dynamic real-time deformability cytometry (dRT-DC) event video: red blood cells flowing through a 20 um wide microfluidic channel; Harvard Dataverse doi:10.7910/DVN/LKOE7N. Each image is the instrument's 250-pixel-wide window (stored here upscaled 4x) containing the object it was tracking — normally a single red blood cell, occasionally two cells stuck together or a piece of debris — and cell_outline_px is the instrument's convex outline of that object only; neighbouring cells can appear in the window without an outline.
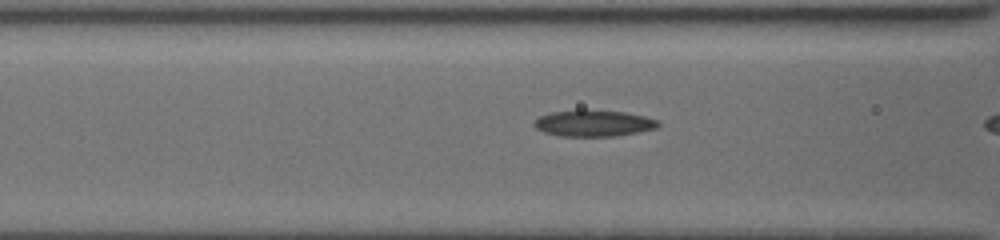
{"species": "common noctule bat (a hibernating species)", "species_latin": "Nyctalus noctula", "temperature_condition": "cold", "stored_images_in_passage": 11, "camera_frame_rate_fps": 3000, "um_per_image_px": 0.085, "animal": {"sex": "female", "body_mass_g": 19.5, "forearm_length_mm": 54.1}, "frame": {"image": 1, "passage_image": 7, "time_ms": 2.0, "image_size_px": [1000, 240], "cell_outline_px": [[660, 124], [656, 128], [636, 132], [612, 136], [560, 136], [544, 132], [536, 128], [532, 124], [540, 116], [552, 112], [584, 108], [624, 112], [644, 116], [660, 120]], "centroid_in_image_um": [50.44, 10.45], "position_along_channel_um": 116.2, "area_um2": 19.25}}
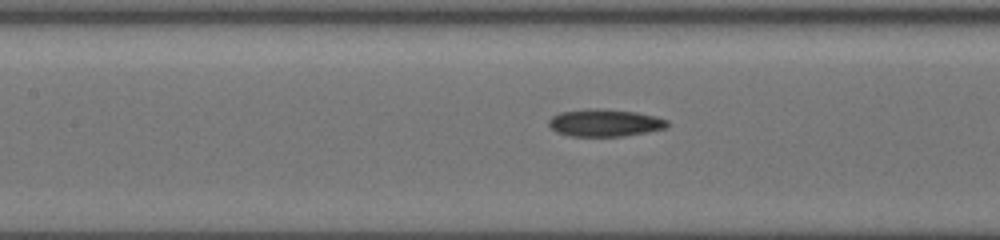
{"frame": {"image": 2, "passage_image": 10, "time_ms": 3.0, "image_size_px": [1000, 240], "cell_outline_px": [[668, 124], [664, 128], [648, 132], [624, 136], [572, 136], [556, 132], [548, 124], [548, 120], [552, 116], [560, 112], [588, 108], [596, 108], [636, 112], [656, 116], [668, 120]], "centroid_in_image_um": [51.39, 10.43], "position_along_channel_um": 156.0, "area_um2": 18.9}}